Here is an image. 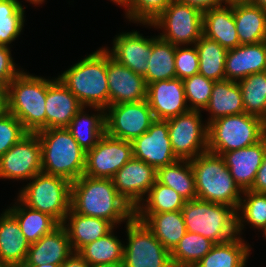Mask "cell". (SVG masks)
Instances as JSON below:
<instances>
[{
  "label": "cell",
  "mask_w": 266,
  "mask_h": 267,
  "mask_svg": "<svg viewBox=\"0 0 266 267\" xmlns=\"http://www.w3.org/2000/svg\"><path fill=\"white\" fill-rule=\"evenodd\" d=\"M29 247L17 219L6 209L0 217V261L6 267H22Z\"/></svg>",
  "instance_id": "obj_24"
},
{
  "label": "cell",
  "mask_w": 266,
  "mask_h": 267,
  "mask_svg": "<svg viewBox=\"0 0 266 267\" xmlns=\"http://www.w3.org/2000/svg\"><path fill=\"white\" fill-rule=\"evenodd\" d=\"M201 111L189 110L167 121L173 153L190 160L208 150V125L202 123Z\"/></svg>",
  "instance_id": "obj_11"
},
{
  "label": "cell",
  "mask_w": 266,
  "mask_h": 267,
  "mask_svg": "<svg viewBox=\"0 0 266 267\" xmlns=\"http://www.w3.org/2000/svg\"><path fill=\"white\" fill-rule=\"evenodd\" d=\"M111 179L118 193L135 210L155 184L156 169L132 157Z\"/></svg>",
  "instance_id": "obj_16"
},
{
  "label": "cell",
  "mask_w": 266,
  "mask_h": 267,
  "mask_svg": "<svg viewBox=\"0 0 266 267\" xmlns=\"http://www.w3.org/2000/svg\"><path fill=\"white\" fill-rule=\"evenodd\" d=\"M207 125L208 151L219 155L252 146L264 138L261 118L251 114L229 115Z\"/></svg>",
  "instance_id": "obj_8"
},
{
  "label": "cell",
  "mask_w": 266,
  "mask_h": 267,
  "mask_svg": "<svg viewBox=\"0 0 266 267\" xmlns=\"http://www.w3.org/2000/svg\"><path fill=\"white\" fill-rule=\"evenodd\" d=\"M266 71V41L242 44L228 50L225 61L226 80L239 82L248 75Z\"/></svg>",
  "instance_id": "obj_22"
},
{
  "label": "cell",
  "mask_w": 266,
  "mask_h": 267,
  "mask_svg": "<svg viewBox=\"0 0 266 267\" xmlns=\"http://www.w3.org/2000/svg\"><path fill=\"white\" fill-rule=\"evenodd\" d=\"M40 172L42 155L37 133L28 132L0 157V178L29 180Z\"/></svg>",
  "instance_id": "obj_14"
},
{
  "label": "cell",
  "mask_w": 266,
  "mask_h": 267,
  "mask_svg": "<svg viewBox=\"0 0 266 267\" xmlns=\"http://www.w3.org/2000/svg\"><path fill=\"white\" fill-rule=\"evenodd\" d=\"M58 78L84 107L106 109L109 106L107 48L92 52Z\"/></svg>",
  "instance_id": "obj_2"
},
{
  "label": "cell",
  "mask_w": 266,
  "mask_h": 267,
  "mask_svg": "<svg viewBox=\"0 0 266 267\" xmlns=\"http://www.w3.org/2000/svg\"><path fill=\"white\" fill-rule=\"evenodd\" d=\"M226 4H232L237 2H249V0H224Z\"/></svg>",
  "instance_id": "obj_55"
},
{
  "label": "cell",
  "mask_w": 266,
  "mask_h": 267,
  "mask_svg": "<svg viewBox=\"0 0 266 267\" xmlns=\"http://www.w3.org/2000/svg\"><path fill=\"white\" fill-rule=\"evenodd\" d=\"M147 26L163 28L158 36L174 46H194L203 35V12L172 0L160 16Z\"/></svg>",
  "instance_id": "obj_9"
},
{
  "label": "cell",
  "mask_w": 266,
  "mask_h": 267,
  "mask_svg": "<svg viewBox=\"0 0 266 267\" xmlns=\"http://www.w3.org/2000/svg\"><path fill=\"white\" fill-rule=\"evenodd\" d=\"M181 211L187 232L200 234L215 244L238 235L237 211L233 207L197 198L186 201Z\"/></svg>",
  "instance_id": "obj_6"
},
{
  "label": "cell",
  "mask_w": 266,
  "mask_h": 267,
  "mask_svg": "<svg viewBox=\"0 0 266 267\" xmlns=\"http://www.w3.org/2000/svg\"><path fill=\"white\" fill-rule=\"evenodd\" d=\"M78 253L89 265L123 263L124 245L113 235V229L105 236L86 244Z\"/></svg>",
  "instance_id": "obj_36"
},
{
  "label": "cell",
  "mask_w": 266,
  "mask_h": 267,
  "mask_svg": "<svg viewBox=\"0 0 266 267\" xmlns=\"http://www.w3.org/2000/svg\"><path fill=\"white\" fill-rule=\"evenodd\" d=\"M249 3L266 9V0H249Z\"/></svg>",
  "instance_id": "obj_52"
},
{
  "label": "cell",
  "mask_w": 266,
  "mask_h": 267,
  "mask_svg": "<svg viewBox=\"0 0 266 267\" xmlns=\"http://www.w3.org/2000/svg\"><path fill=\"white\" fill-rule=\"evenodd\" d=\"M26 1H29L30 3L32 4H42L44 2V0H26Z\"/></svg>",
  "instance_id": "obj_56"
},
{
  "label": "cell",
  "mask_w": 266,
  "mask_h": 267,
  "mask_svg": "<svg viewBox=\"0 0 266 267\" xmlns=\"http://www.w3.org/2000/svg\"><path fill=\"white\" fill-rule=\"evenodd\" d=\"M156 181L172 188L187 201L197 199L195 177L190 160L178 159L172 164L157 169Z\"/></svg>",
  "instance_id": "obj_32"
},
{
  "label": "cell",
  "mask_w": 266,
  "mask_h": 267,
  "mask_svg": "<svg viewBox=\"0 0 266 267\" xmlns=\"http://www.w3.org/2000/svg\"><path fill=\"white\" fill-rule=\"evenodd\" d=\"M7 111L6 93H0V116Z\"/></svg>",
  "instance_id": "obj_50"
},
{
  "label": "cell",
  "mask_w": 266,
  "mask_h": 267,
  "mask_svg": "<svg viewBox=\"0 0 266 267\" xmlns=\"http://www.w3.org/2000/svg\"><path fill=\"white\" fill-rule=\"evenodd\" d=\"M89 267H124V266L123 263H110V264L90 265Z\"/></svg>",
  "instance_id": "obj_51"
},
{
  "label": "cell",
  "mask_w": 266,
  "mask_h": 267,
  "mask_svg": "<svg viewBox=\"0 0 266 267\" xmlns=\"http://www.w3.org/2000/svg\"><path fill=\"white\" fill-rule=\"evenodd\" d=\"M133 157L132 143L109 136L106 132L86 152L84 175L112 178Z\"/></svg>",
  "instance_id": "obj_13"
},
{
  "label": "cell",
  "mask_w": 266,
  "mask_h": 267,
  "mask_svg": "<svg viewBox=\"0 0 266 267\" xmlns=\"http://www.w3.org/2000/svg\"><path fill=\"white\" fill-rule=\"evenodd\" d=\"M152 38H144L137 31L122 32L113 40L112 58L130 68L133 72L144 76L148 68V60L152 54Z\"/></svg>",
  "instance_id": "obj_20"
},
{
  "label": "cell",
  "mask_w": 266,
  "mask_h": 267,
  "mask_svg": "<svg viewBox=\"0 0 266 267\" xmlns=\"http://www.w3.org/2000/svg\"><path fill=\"white\" fill-rule=\"evenodd\" d=\"M265 153L266 138H263L252 146L221 154L232 178L242 191L252 187Z\"/></svg>",
  "instance_id": "obj_21"
},
{
  "label": "cell",
  "mask_w": 266,
  "mask_h": 267,
  "mask_svg": "<svg viewBox=\"0 0 266 267\" xmlns=\"http://www.w3.org/2000/svg\"><path fill=\"white\" fill-rule=\"evenodd\" d=\"M17 206L7 209L18 221L21 232L29 244L37 242L60 224L48 214L33 210L17 199Z\"/></svg>",
  "instance_id": "obj_34"
},
{
  "label": "cell",
  "mask_w": 266,
  "mask_h": 267,
  "mask_svg": "<svg viewBox=\"0 0 266 267\" xmlns=\"http://www.w3.org/2000/svg\"><path fill=\"white\" fill-rule=\"evenodd\" d=\"M0 93H5V89L0 86Z\"/></svg>",
  "instance_id": "obj_58"
},
{
  "label": "cell",
  "mask_w": 266,
  "mask_h": 267,
  "mask_svg": "<svg viewBox=\"0 0 266 267\" xmlns=\"http://www.w3.org/2000/svg\"><path fill=\"white\" fill-rule=\"evenodd\" d=\"M70 208L81 215L108 220L114 226L135 216V210L118 193L111 178L87 175L71 182Z\"/></svg>",
  "instance_id": "obj_1"
},
{
  "label": "cell",
  "mask_w": 266,
  "mask_h": 267,
  "mask_svg": "<svg viewBox=\"0 0 266 267\" xmlns=\"http://www.w3.org/2000/svg\"><path fill=\"white\" fill-rule=\"evenodd\" d=\"M245 198L240 200L237 211V234L244 228L243 222H248L257 229L266 227V193L244 190ZM241 212V215L239 214Z\"/></svg>",
  "instance_id": "obj_40"
},
{
  "label": "cell",
  "mask_w": 266,
  "mask_h": 267,
  "mask_svg": "<svg viewBox=\"0 0 266 267\" xmlns=\"http://www.w3.org/2000/svg\"><path fill=\"white\" fill-rule=\"evenodd\" d=\"M107 83L109 106L139 102L147 99V85L144 76L118 63L107 50Z\"/></svg>",
  "instance_id": "obj_17"
},
{
  "label": "cell",
  "mask_w": 266,
  "mask_h": 267,
  "mask_svg": "<svg viewBox=\"0 0 266 267\" xmlns=\"http://www.w3.org/2000/svg\"><path fill=\"white\" fill-rule=\"evenodd\" d=\"M210 239L193 232H186L170 252L173 267H194L213 247Z\"/></svg>",
  "instance_id": "obj_37"
},
{
  "label": "cell",
  "mask_w": 266,
  "mask_h": 267,
  "mask_svg": "<svg viewBox=\"0 0 266 267\" xmlns=\"http://www.w3.org/2000/svg\"><path fill=\"white\" fill-rule=\"evenodd\" d=\"M195 47L199 55L198 73L215 82L225 80V61L228 50L204 35L196 42Z\"/></svg>",
  "instance_id": "obj_35"
},
{
  "label": "cell",
  "mask_w": 266,
  "mask_h": 267,
  "mask_svg": "<svg viewBox=\"0 0 266 267\" xmlns=\"http://www.w3.org/2000/svg\"><path fill=\"white\" fill-rule=\"evenodd\" d=\"M31 180L22 188L18 199L28 208L48 214L63 224L70 210L71 182L44 172L38 173Z\"/></svg>",
  "instance_id": "obj_7"
},
{
  "label": "cell",
  "mask_w": 266,
  "mask_h": 267,
  "mask_svg": "<svg viewBox=\"0 0 266 267\" xmlns=\"http://www.w3.org/2000/svg\"><path fill=\"white\" fill-rule=\"evenodd\" d=\"M27 133L22 123L14 115L8 111L2 114L0 116V157Z\"/></svg>",
  "instance_id": "obj_44"
},
{
  "label": "cell",
  "mask_w": 266,
  "mask_h": 267,
  "mask_svg": "<svg viewBox=\"0 0 266 267\" xmlns=\"http://www.w3.org/2000/svg\"><path fill=\"white\" fill-rule=\"evenodd\" d=\"M154 236L171 252L186 234L182 211L162 213H135Z\"/></svg>",
  "instance_id": "obj_26"
},
{
  "label": "cell",
  "mask_w": 266,
  "mask_h": 267,
  "mask_svg": "<svg viewBox=\"0 0 266 267\" xmlns=\"http://www.w3.org/2000/svg\"><path fill=\"white\" fill-rule=\"evenodd\" d=\"M233 15L240 44L266 41V9L249 2L233 3Z\"/></svg>",
  "instance_id": "obj_28"
},
{
  "label": "cell",
  "mask_w": 266,
  "mask_h": 267,
  "mask_svg": "<svg viewBox=\"0 0 266 267\" xmlns=\"http://www.w3.org/2000/svg\"><path fill=\"white\" fill-rule=\"evenodd\" d=\"M190 163L198 199L238 209L243 191L235 183L221 155L207 150L190 159Z\"/></svg>",
  "instance_id": "obj_3"
},
{
  "label": "cell",
  "mask_w": 266,
  "mask_h": 267,
  "mask_svg": "<svg viewBox=\"0 0 266 267\" xmlns=\"http://www.w3.org/2000/svg\"><path fill=\"white\" fill-rule=\"evenodd\" d=\"M144 201L146 202L145 204ZM186 201L187 200L172 188L155 181V184L150 189L146 199L135 209V213L181 211Z\"/></svg>",
  "instance_id": "obj_38"
},
{
  "label": "cell",
  "mask_w": 266,
  "mask_h": 267,
  "mask_svg": "<svg viewBox=\"0 0 266 267\" xmlns=\"http://www.w3.org/2000/svg\"><path fill=\"white\" fill-rule=\"evenodd\" d=\"M224 5L203 12V35L231 50L241 44L235 26L233 3Z\"/></svg>",
  "instance_id": "obj_25"
},
{
  "label": "cell",
  "mask_w": 266,
  "mask_h": 267,
  "mask_svg": "<svg viewBox=\"0 0 266 267\" xmlns=\"http://www.w3.org/2000/svg\"><path fill=\"white\" fill-rule=\"evenodd\" d=\"M131 143L133 157L156 170L178 160L171 147L168 123L165 120H155L145 133Z\"/></svg>",
  "instance_id": "obj_15"
},
{
  "label": "cell",
  "mask_w": 266,
  "mask_h": 267,
  "mask_svg": "<svg viewBox=\"0 0 266 267\" xmlns=\"http://www.w3.org/2000/svg\"><path fill=\"white\" fill-rule=\"evenodd\" d=\"M0 267H6V266L0 261Z\"/></svg>",
  "instance_id": "obj_60"
},
{
  "label": "cell",
  "mask_w": 266,
  "mask_h": 267,
  "mask_svg": "<svg viewBox=\"0 0 266 267\" xmlns=\"http://www.w3.org/2000/svg\"><path fill=\"white\" fill-rule=\"evenodd\" d=\"M128 245H124V267H173L170 252L135 216L126 221Z\"/></svg>",
  "instance_id": "obj_10"
},
{
  "label": "cell",
  "mask_w": 266,
  "mask_h": 267,
  "mask_svg": "<svg viewBox=\"0 0 266 267\" xmlns=\"http://www.w3.org/2000/svg\"><path fill=\"white\" fill-rule=\"evenodd\" d=\"M7 111L30 133L46 129V79L21 72L4 88Z\"/></svg>",
  "instance_id": "obj_5"
},
{
  "label": "cell",
  "mask_w": 266,
  "mask_h": 267,
  "mask_svg": "<svg viewBox=\"0 0 266 267\" xmlns=\"http://www.w3.org/2000/svg\"><path fill=\"white\" fill-rule=\"evenodd\" d=\"M175 1L195 7L202 12H205L208 9L220 7L222 6V3L226 4L224 0H175Z\"/></svg>",
  "instance_id": "obj_48"
},
{
  "label": "cell",
  "mask_w": 266,
  "mask_h": 267,
  "mask_svg": "<svg viewBox=\"0 0 266 267\" xmlns=\"http://www.w3.org/2000/svg\"><path fill=\"white\" fill-rule=\"evenodd\" d=\"M111 1H113L114 3L122 6V5H124V3H125L126 0H111Z\"/></svg>",
  "instance_id": "obj_57"
},
{
  "label": "cell",
  "mask_w": 266,
  "mask_h": 267,
  "mask_svg": "<svg viewBox=\"0 0 266 267\" xmlns=\"http://www.w3.org/2000/svg\"><path fill=\"white\" fill-rule=\"evenodd\" d=\"M176 46L159 36L152 40V54L144 75L146 85L161 80L177 78L175 69Z\"/></svg>",
  "instance_id": "obj_33"
},
{
  "label": "cell",
  "mask_w": 266,
  "mask_h": 267,
  "mask_svg": "<svg viewBox=\"0 0 266 267\" xmlns=\"http://www.w3.org/2000/svg\"><path fill=\"white\" fill-rule=\"evenodd\" d=\"M172 0H126V17L134 23L152 24Z\"/></svg>",
  "instance_id": "obj_42"
},
{
  "label": "cell",
  "mask_w": 266,
  "mask_h": 267,
  "mask_svg": "<svg viewBox=\"0 0 266 267\" xmlns=\"http://www.w3.org/2000/svg\"><path fill=\"white\" fill-rule=\"evenodd\" d=\"M15 63L8 46L0 44V86L5 88L21 71Z\"/></svg>",
  "instance_id": "obj_46"
},
{
  "label": "cell",
  "mask_w": 266,
  "mask_h": 267,
  "mask_svg": "<svg viewBox=\"0 0 266 267\" xmlns=\"http://www.w3.org/2000/svg\"><path fill=\"white\" fill-rule=\"evenodd\" d=\"M42 155V172L76 181L85 170L86 153L67 128L36 132Z\"/></svg>",
  "instance_id": "obj_4"
},
{
  "label": "cell",
  "mask_w": 266,
  "mask_h": 267,
  "mask_svg": "<svg viewBox=\"0 0 266 267\" xmlns=\"http://www.w3.org/2000/svg\"><path fill=\"white\" fill-rule=\"evenodd\" d=\"M204 110L211 113L207 123L221 117L245 113L238 83L226 79L216 81L212 88L211 98Z\"/></svg>",
  "instance_id": "obj_29"
},
{
  "label": "cell",
  "mask_w": 266,
  "mask_h": 267,
  "mask_svg": "<svg viewBox=\"0 0 266 267\" xmlns=\"http://www.w3.org/2000/svg\"><path fill=\"white\" fill-rule=\"evenodd\" d=\"M184 85L186 102L190 110H204L212 93L215 81L208 79L201 74H195L182 80Z\"/></svg>",
  "instance_id": "obj_43"
},
{
  "label": "cell",
  "mask_w": 266,
  "mask_h": 267,
  "mask_svg": "<svg viewBox=\"0 0 266 267\" xmlns=\"http://www.w3.org/2000/svg\"><path fill=\"white\" fill-rule=\"evenodd\" d=\"M249 190L257 193H266V153L263 162L257 171L254 183Z\"/></svg>",
  "instance_id": "obj_47"
},
{
  "label": "cell",
  "mask_w": 266,
  "mask_h": 267,
  "mask_svg": "<svg viewBox=\"0 0 266 267\" xmlns=\"http://www.w3.org/2000/svg\"><path fill=\"white\" fill-rule=\"evenodd\" d=\"M240 237L214 244L194 267H246L250 246Z\"/></svg>",
  "instance_id": "obj_31"
},
{
  "label": "cell",
  "mask_w": 266,
  "mask_h": 267,
  "mask_svg": "<svg viewBox=\"0 0 266 267\" xmlns=\"http://www.w3.org/2000/svg\"><path fill=\"white\" fill-rule=\"evenodd\" d=\"M147 101L155 120H168L189 111L183 81L161 80L147 85Z\"/></svg>",
  "instance_id": "obj_18"
},
{
  "label": "cell",
  "mask_w": 266,
  "mask_h": 267,
  "mask_svg": "<svg viewBox=\"0 0 266 267\" xmlns=\"http://www.w3.org/2000/svg\"><path fill=\"white\" fill-rule=\"evenodd\" d=\"M237 83L245 113L261 118L266 112V71L248 75Z\"/></svg>",
  "instance_id": "obj_39"
},
{
  "label": "cell",
  "mask_w": 266,
  "mask_h": 267,
  "mask_svg": "<svg viewBox=\"0 0 266 267\" xmlns=\"http://www.w3.org/2000/svg\"><path fill=\"white\" fill-rule=\"evenodd\" d=\"M24 7L18 0H0V44L8 46L24 27Z\"/></svg>",
  "instance_id": "obj_41"
},
{
  "label": "cell",
  "mask_w": 266,
  "mask_h": 267,
  "mask_svg": "<svg viewBox=\"0 0 266 267\" xmlns=\"http://www.w3.org/2000/svg\"><path fill=\"white\" fill-rule=\"evenodd\" d=\"M261 125H262V133H263V137L266 138V112H265V114L261 117Z\"/></svg>",
  "instance_id": "obj_53"
},
{
  "label": "cell",
  "mask_w": 266,
  "mask_h": 267,
  "mask_svg": "<svg viewBox=\"0 0 266 267\" xmlns=\"http://www.w3.org/2000/svg\"><path fill=\"white\" fill-rule=\"evenodd\" d=\"M67 221L68 224L66 225ZM63 226L68 233L74 252H78L86 244L105 236L115 227L108 220L81 215L71 208L65 217Z\"/></svg>",
  "instance_id": "obj_27"
},
{
  "label": "cell",
  "mask_w": 266,
  "mask_h": 267,
  "mask_svg": "<svg viewBox=\"0 0 266 267\" xmlns=\"http://www.w3.org/2000/svg\"><path fill=\"white\" fill-rule=\"evenodd\" d=\"M263 230H264V231H263V232H264L263 235L265 236V239H266V227H265Z\"/></svg>",
  "instance_id": "obj_59"
},
{
  "label": "cell",
  "mask_w": 266,
  "mask_h": 267,
  "mask_svg": "<svg viewBox=\"0 0 266 267\" xmlns=\"http://www.w3.org/2000/svg\"><path fill=\"white\" fill-rule=\"evenodd\" d=\"M105 111L106 133L124 141L132 142L155 121L147 99L110 105Z\"/></svg>",
  "instance_id": "obj_12"
},
{
  "label": "cell",
  "mask_w": 266,
  "mask_h": 267,
  "mask_svg": "<svg viewBox=\"0 0 266 267\" xmlns=\"http://www.w3.org/2000/svg\"><path fill=\"white\" fill-rule=\"evenodd\" d=\"M73 252L68 233L63 224H60L52 232L30 244L23 266L62 264Z\"/></svg>",
  "instance_id": "obj_23"
},
{
  "label": "cell",
  "mask_w": 266,
  "mask_h": 267,
  "mask_svg": "<svg viewBox=\"0 0 266 267\" xmlns=\"http://www.w3.org/2000/svg\"><path fill=\"white\" fill-rule=\"evenodd\" d=\"M82 107L81 102L59 78L46 79V129L67 128Z\"/></svg>",
  "instance_id": "obj_19"
},
{
  "label": "cell",
  "mask_w": 266,
  "mask_h": 267,
  "mask_svg": "<svg viewBox=\"0 0 266 267\" xmlns=\"http://www.w3.org/2000/svg\"><path fill=\"white\" fill-rule=\"evenodd\" d=\"M99 111V114H86L83 106L70 122L67 129L86 153L91 150L106 132L105 109L90 107Z\"/></svg>",
  "instance_id": "obj_30"
},
{
  "label": "cell",
  "mask_w": 266,
  "mask_h": 267,
  "mask_svg": "<svg viewBox=\"0 0 266 267\" xmlns=\"http://www.w3.org/2000/svg\"><path fill=\"white\" fill-rule=\"evenodd\" d=\"M22 267H61V264H42L37 266H22Z\"/></svg>",
  "instance_id": "obj_54"
},
{
  "label": "cell",
  "mask_w": 266,
  "mask_h": 267,
  "mask_svg": "<svg viewBox=\"0 0 266 267\" xmlns=\"http://www.w3.org/2000/svg\"><path fill=\"white\" fill-rule=\"evenodd\" d=\"M175 69L177 78L183 80L199 72V55L194 45L191 47L176 46Z\"/></svg>",
  "instance_id": "obj_45"
},
{
  "label": "cell",
  "mask_w": 266,
  "mask_h": 267,
  "mask_svg": "<svg viewBox=\"0 0 266 267\" xmlns=\"http://www.w3.org/2000/svg\"><path fill=\"white\" fill-rule=\"evenodd\" d=\"M90 265L80 256L78 252H73L72 255L65 260L61 267H89Z\"/></svg>",
  "instance_id": "obj_49"
}]
</instances>
